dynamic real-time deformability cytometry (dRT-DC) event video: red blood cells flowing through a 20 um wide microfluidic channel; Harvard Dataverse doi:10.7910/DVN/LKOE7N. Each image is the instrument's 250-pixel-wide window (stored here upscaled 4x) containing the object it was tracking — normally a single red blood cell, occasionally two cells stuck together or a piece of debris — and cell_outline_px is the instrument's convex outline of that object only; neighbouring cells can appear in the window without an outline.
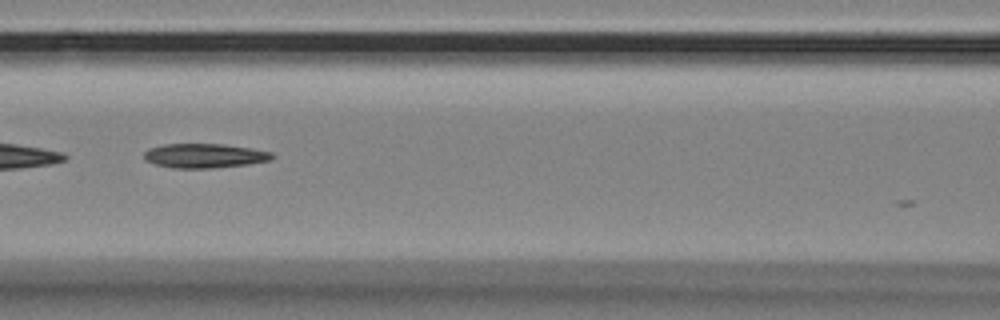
{"species": "Egyptian fruit bat (a non-hibernating species)", "species_latin": "Rousettus aegyptiacus", "temperature_condition": "room temperature", "stored_images_in_passage": 16, "camera_frame_rate_fps": 3000, "um_per_image_px": 0.085, "animal": {"sex": "female"}, "frame": {"image": 1, "passage_image": 9, "time_ms": 2.667, "image_size_px": [1000, 320], "cell_outline_px": [[276, 156], [272, 160], [248, 164], [212, 168], [172, 168], [156, 164], [144, 160], [144, 152], [148, 148], [164, 144], [224, 144], [252, 148], [272, 152]], "centroid_in_image_um": [17.4, 13.23], "position_along_channel_um": 149.2, "area_um2": 18.32}}